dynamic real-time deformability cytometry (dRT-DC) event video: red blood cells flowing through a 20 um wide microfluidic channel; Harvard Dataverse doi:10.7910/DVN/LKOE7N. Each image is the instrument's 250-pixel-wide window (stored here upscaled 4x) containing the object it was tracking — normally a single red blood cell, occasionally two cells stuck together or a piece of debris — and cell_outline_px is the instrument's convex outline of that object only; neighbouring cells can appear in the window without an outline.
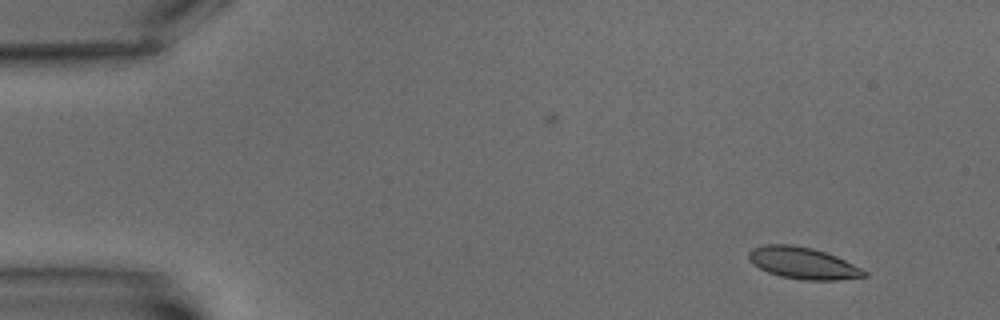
{"species": "common noctule bat (a hibernating species)", "species_latin": "Nyctalus noctula", "temperature_condition": "warm", "stored_images_in_passage": 4, "camera_frame_rate_fps": 3000, "um_per_image_px": 0.085, "animal": {"sex": "male", "body_mass_g": 15.6}, "frame": {"image": 1, "passage_image": 1, "time_ms": 0.0, "image_size_px": [1000, 320], "cell_outline_px": [[868, 276], [836, 280], [800, 280], [780, 276], [768, 272], [752, 264], [748, 260], [748, 252], [752, 248], [764, 244], [792, 244], [812, 248], [836, 256], [868, 272]], "centroid_in_image_um": [68.21, 22.36], "position_along_channel_um": 16.8, "area_um2": 21.39}}